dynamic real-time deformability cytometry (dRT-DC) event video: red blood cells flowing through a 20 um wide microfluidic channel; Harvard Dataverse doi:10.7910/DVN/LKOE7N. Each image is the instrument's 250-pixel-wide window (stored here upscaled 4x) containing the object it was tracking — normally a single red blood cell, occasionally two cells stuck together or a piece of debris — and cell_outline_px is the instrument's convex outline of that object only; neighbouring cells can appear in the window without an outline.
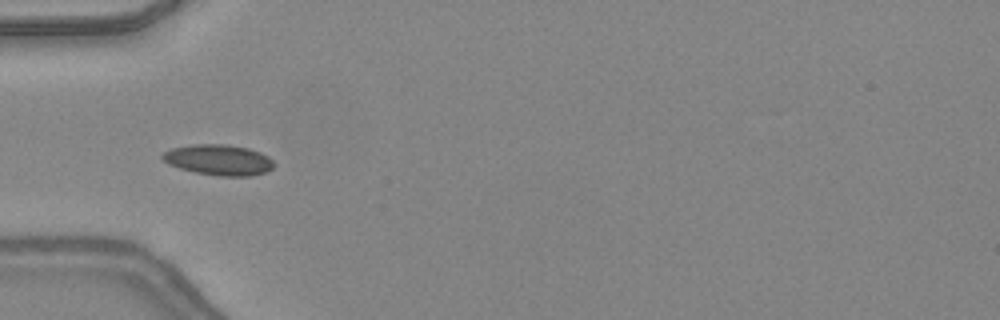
{"species": "common noctule bat (a hibernating species)", "species_latin": "Nyctalus noctula", "temperature_condition": "warm", "stored_images_in_passage": 28, "camera_frame_rate_fps": 3000, "um_per_image_px": 0.085, "animal": {"sex": "female", "body_mass_g": 24.6, "forearm_length_mm": 56.2}, "frame": {"image": 1, "passage_image": 4, "time_ms": 1.0, "image_size_px": [1000, 320], "cell_outline_px": [[272, 168], [268, 172], [252, 176], [220, 176], [196, 172], [180, 168], [168, 164], [160, 156], [164, 152], [172, 148], [192, 144], [224, 144], [248, 148], [260, 152], [268, 156], [272, 160]], "centroid_in_image_um": [18.59, 13.59], "position_along_channel_um": 66.4, "area_um2": 19.88}, "authors_computed_cell_mechanics": {"area_um2": 18.0336, "velocity_mm_per_s": 4.3656, "shape_relaxation_time_tau1_ms": 5.3521, "shape_relaxation_time_tau2_ms": null, "deformation_change_tau1": 0.0885, "deformation_change_tau2": null}}